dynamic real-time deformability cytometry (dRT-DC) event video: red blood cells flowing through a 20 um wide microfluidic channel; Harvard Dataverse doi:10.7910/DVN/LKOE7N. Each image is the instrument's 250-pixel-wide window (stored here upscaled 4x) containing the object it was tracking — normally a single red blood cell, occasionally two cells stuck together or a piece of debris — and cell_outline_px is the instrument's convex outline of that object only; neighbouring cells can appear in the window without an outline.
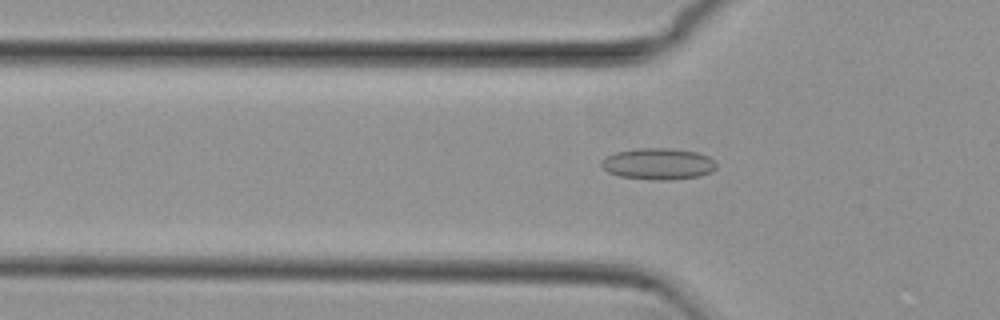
{"species": "common noctule bat (a hibernating species)", "species_latin": "Nyctalus noctula", "temperature_condition": "cold", "stored_images_in_passage": 52, "camera_frame_rate_fps": 3000, "um_per_image_px": 0.085, "animal": {"sex": "female", "body_mass_g": 29.2, "forearm_length_mm": 56.3}, "frame": {"image": 1, "passage_image": 17, "time_ms": 5.333, "image_size_px": [1000, 320], "cell_outline_px": [[716, 168], [712, 172], [700, 176], [672, 180], [656, 180], [620, 176], [608, 172], [600, 164], [600, 160], [616, 152], [636, 148], [668, 148], [696, 152], [708, 156], [716, 164]], "centroid_in_image_um": [55.95, 13.93], "position_along_channel_um": 69.9, "area_um2": 21.04}}
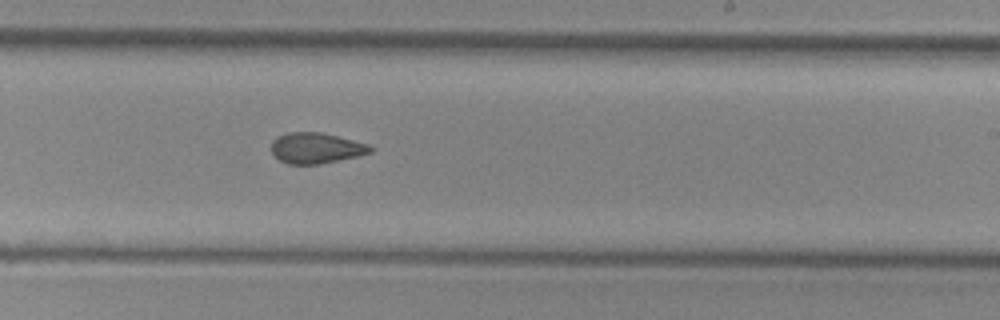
{"frame": {"image": 2, "passage_image": 32, "time_ms": 10.333, "image_size_px": [1000, 320], "cell_outline_px": [[376, 148], [372, 152], [356, 156], [320, 164], [288, 164], [280, 160], [272, 152], [272, 140], [276, 136], [288, 132], [320, 132], [368, 144]], "centroid_in_image_um": [26.86, 12.58], "position_along_channel_um": 262.1, "area_um2": 17.63}}
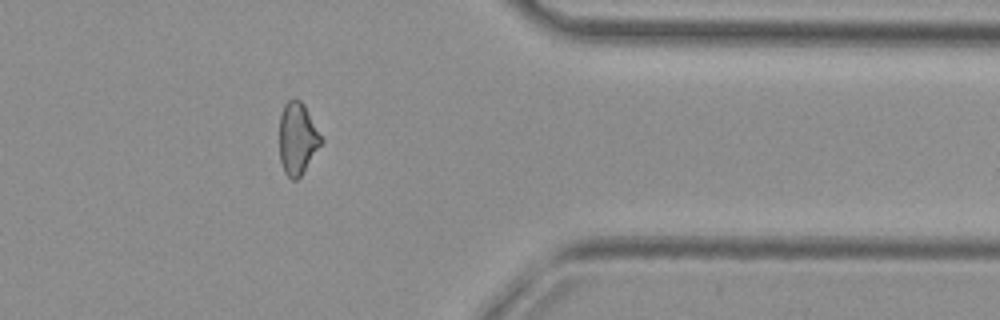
{"frame": {"image": 3, "passage_image": 43, "time_ms": 14.0, "image_size_px": [1000, 320], "cell_outline_px": [[324, 140], [300, 176], [296, 180], [292, 180], [284, 172], [280, 160], [280, 116], [284, 104], [288, 100], [300, 100], [304, 104]], "centroid_in_image_um": [25.28, 11.77], "position_along_channel_um": 386.1, "area_um2": 17.34}, "authors_computed_cell_mechanics": {"area_um2": 18.5538, "velocity_mm_per_s": 3.8374, "shape_relaxation_time_tau1_ms": null, "shape_relaxation_time_tau2_ms": 2.335, "deformation_change_tau1": null, "deformation_change_tau2": 0.0792}}